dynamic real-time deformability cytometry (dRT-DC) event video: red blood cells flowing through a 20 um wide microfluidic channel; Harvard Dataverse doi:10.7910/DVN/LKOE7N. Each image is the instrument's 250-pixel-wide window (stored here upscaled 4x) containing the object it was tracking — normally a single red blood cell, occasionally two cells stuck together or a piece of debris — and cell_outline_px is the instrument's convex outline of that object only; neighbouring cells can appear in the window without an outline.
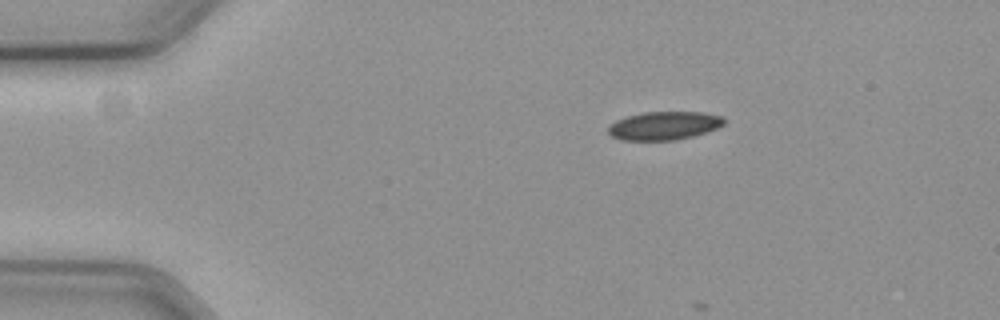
{"species": "common noctule bat (a hibernating species)", "species_latin": "Nyctalus noctula", "temperature_condition": "cold", "stored_images_in_passage": 2, "camera_frame_rate_fps": 3000, "um_per_image_px": 0.085, "animal": {"sex": "female", "body_mass_g": 19.3, "forearm_length_mm": 54.1}, "frame": {"image": 1, "passage_image": 1, "time_ms": 0.0, "image_size_px": [1000, 320], "cell_outline_px": [[724, 124], [716, 128], [692, 136], [672, 140], [624, 140], [612, 136], [608, 132], [608, 128], [616, 120], [628, 116], [644, 112], [704, 112], [724, 116]], "centroid_in_image_um": [56.46, 10.67], "position_along_channel_um": 28.5, "area_um2": 18.9}}